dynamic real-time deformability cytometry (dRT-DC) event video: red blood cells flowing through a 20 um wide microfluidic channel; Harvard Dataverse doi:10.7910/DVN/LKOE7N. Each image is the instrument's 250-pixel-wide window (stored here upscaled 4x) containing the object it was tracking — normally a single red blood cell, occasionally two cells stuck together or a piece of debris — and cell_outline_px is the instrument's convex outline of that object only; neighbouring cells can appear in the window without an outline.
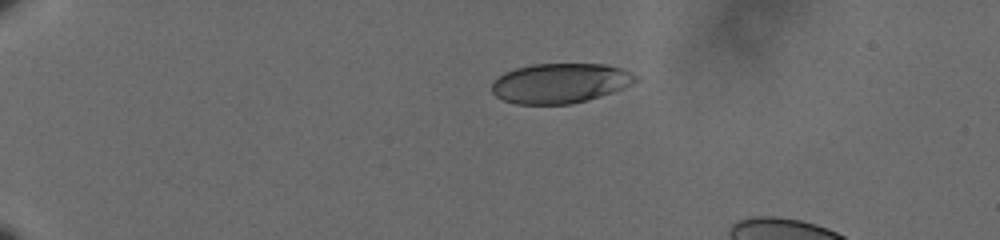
{"species": "human", "species_latin": "Homo sapiens", "temperature_condition": "cold", "stored_images_in_passage": 45, "camera_frame_rate_fps": 3000, "um_per_image_px": 0.085, "donor": {"sex": "male"}, "frame": {"image": 1, "passage_image": 1, "time_ms": 0.0, "image_size_px": [1000, 240], "cell_outline_px": [[640, 80], [624, 88], [588, 100], [572, 104], [516, 104], [504, 100], [496, 96], [492, 92], [492, 80], [504, 72], [516, 68], [532, 64], [604, 64], [620, 68], [640, 76]], "centroid_in_image_um": [47.62, 7.07], "position_along_channel_um": 37.4, "area_um2": 33.64}}
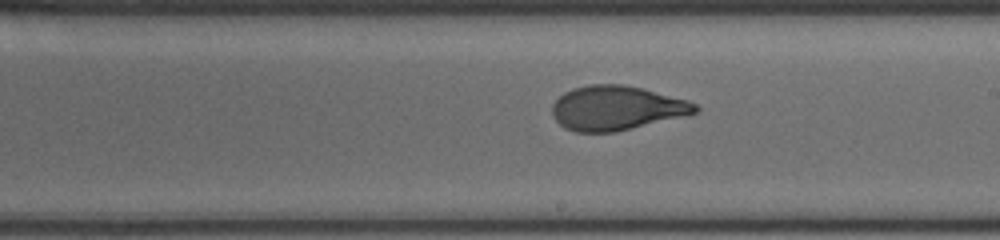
{"frame": {"image": 2, "passage_image": 24, "time_ms": 7.667, "image_size_px": [1000, 240], "cell_outline_px": [[700, 108], [696, 112], [616, 132], [576, 132], [564, 128], [556, 120], [552, 112], [552, 104], [564, 92], [572, 88], [588, 84], [624, 84], [644, 88], [688, 100], [696, 104]], "centroid_in_image_um": [52.37, 9.16], "position_along_channel_um": 236.6, "area_um2": 36.88}}
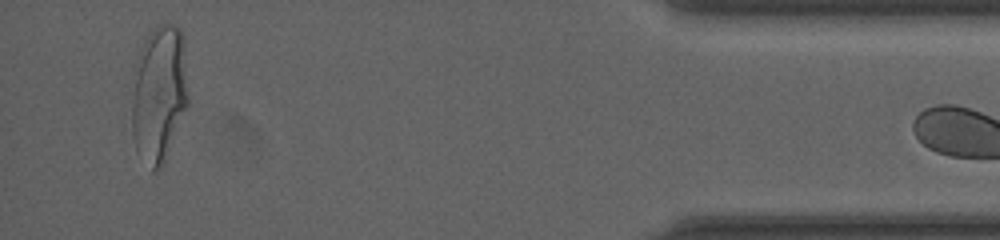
{"frame": {"image": 3, "passage_image": 44, "time_ms": 14.333, "image_size_px": [1000, 240], "cell_outline_px": [[188, 104], [164, 164], [152, 172], [136, 152], [132, 132], [132, 100], [140, 48], [144, 40], [156, 24], [172, 24], [180, 28], [184, 36], [188, 96]], "centroid_in_image_um": [13.54, 7.98], "position_along_channel_um": 421.7, "area_um2": 45.2}}